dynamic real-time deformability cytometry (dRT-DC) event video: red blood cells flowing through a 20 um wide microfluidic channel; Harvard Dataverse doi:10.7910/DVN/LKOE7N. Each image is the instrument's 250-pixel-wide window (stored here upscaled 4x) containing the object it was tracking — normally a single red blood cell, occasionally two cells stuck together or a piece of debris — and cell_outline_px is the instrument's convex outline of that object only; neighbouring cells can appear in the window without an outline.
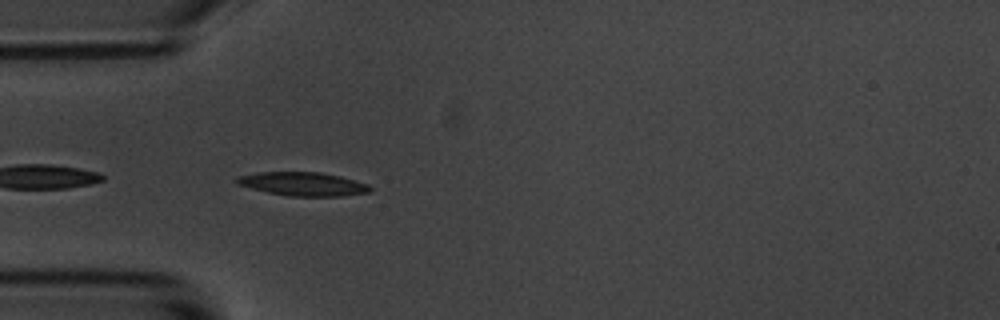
{"species": "common noctule bat (a hibernating species)", "species_latin": "Nyctalus noctula", "temperature_condition": "room temperature", "stored_images_in_passage": 5, "camera_frame_rate_fps": 3000, "um_per_image_px": 0.085, "animal": {"sex": "male", "body_mass_g": 20.1, "forearm_length_mm": 53.5}, "frame": {"image": 1, "passage_image": 5, "time_ms": 4.667, "image_size_px": [1000, 320], "cell_outline_px": [[372, 192], [340, 196], [288, 196], [268, 192], [236, 184], [236, 176], [260, 172], [320, 172], [340, 176], [368, 184], [372, 188]], "centroid_in_image_um": [25.77, 15.64], "position_along_channel_um": 59.2, "area_um2": 18.32}}